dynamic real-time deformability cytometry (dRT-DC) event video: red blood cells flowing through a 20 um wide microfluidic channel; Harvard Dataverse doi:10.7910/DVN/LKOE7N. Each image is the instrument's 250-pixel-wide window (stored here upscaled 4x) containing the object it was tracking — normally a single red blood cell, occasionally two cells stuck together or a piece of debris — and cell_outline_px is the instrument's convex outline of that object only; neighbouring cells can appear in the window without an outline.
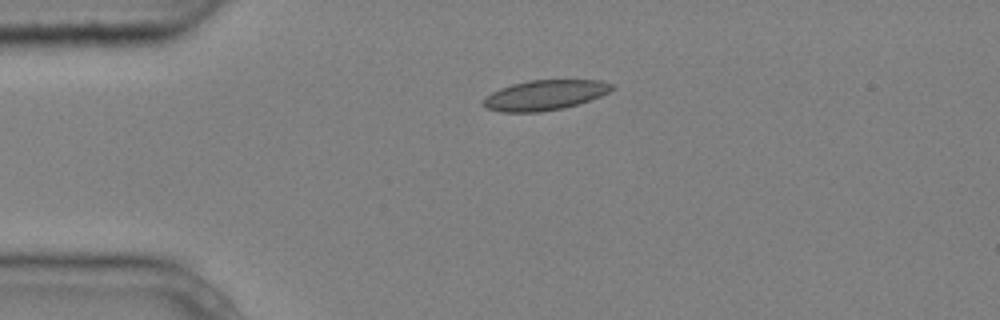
{"species": "common noctule bat (a hibernating species)", "species_latin": "Nyctalus noctula", "temperature_condition": "cold", "stored_images_in_passage": 2, "camera_frame_rate_fps": 3000, "um_per_image_px": 0.085, "animal": {"sex": "male", "body_mass_g": 20.4}, "frame": {"image": 1, "passage_image": 1, "time_ms": 0.0, "image_size_px": [1000, 320], "cell_outline_px": [[616, 88], [600, 96], [564, 108], [540, 112], [500, 112], [484, 108], [480, 104], [484, 96], [500, 88], [512, 84], [528, 80], [600, 80], [612, 84]], "centroid_in_image_um": [46.24, 8.09], "position_along_channel_um": 38.8, "area_um2": 22.72}}